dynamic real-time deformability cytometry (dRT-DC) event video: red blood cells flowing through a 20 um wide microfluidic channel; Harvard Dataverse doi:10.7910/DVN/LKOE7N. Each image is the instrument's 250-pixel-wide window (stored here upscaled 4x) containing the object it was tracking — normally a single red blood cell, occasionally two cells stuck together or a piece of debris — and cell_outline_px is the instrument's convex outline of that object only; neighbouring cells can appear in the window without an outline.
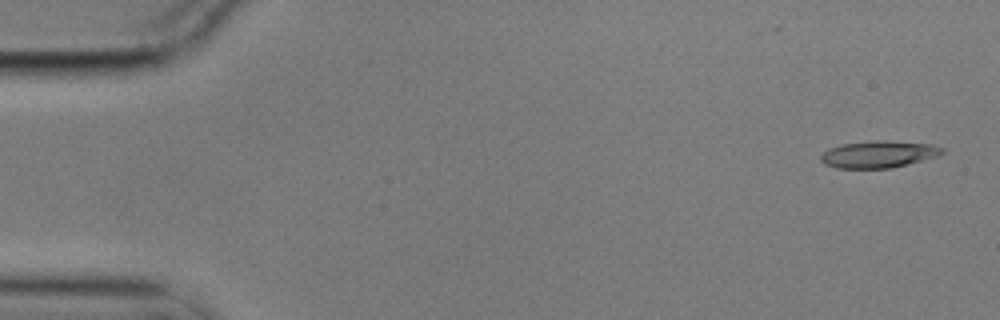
{"species": "common noctule bat (a hibernating species)", "species_latin": "Nyctalus noctula", "temperature_condition": "cold", "stored_images_in_passage": 4, "camera_frame_rate_fps": 3000, "um_per_image_px": 0.085, "animal": {"sex": "male", "body_mass_g": 17.9}, "frame": {"image": 1, "passage_image": 1, "time_ms": 0.0, "image_size_px": [1000, 320], "cell_outline_px": [[944, 152], [936, 156], [908, 164], [892, 168], [836, 168], [824, 164], [820, 160], [820, 156], [828, 148], [844, 144], [876, 140], [884, 140], [932, 144], [944, 148]], "centroid_in_image_um": [74.67, 13.11], "position_along_channel_um": 10.3, "area_um2": 19.02}}
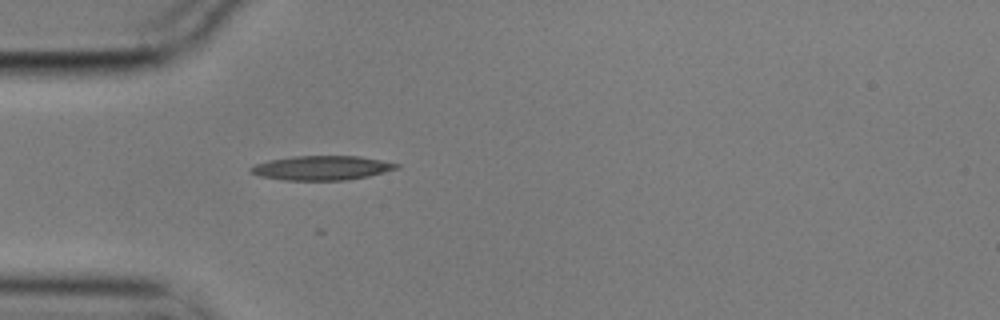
{"frame": {"image": 2, "passage_image": 4, "time_ms": 1.0, "image_size_px": [1000, 320], "cell_outline_px": [[400, 168], [368, 176], [348, 180], [284, 180], [260, 176], [248, 172], [248, 168], [256, 164], [268, 160], [292, 156], [360, 156], [400, 164]], "centroid_in_image_um": [27.33, 14.27], "position_along_channel_um": 57.7, "area_um2": 20.75}}